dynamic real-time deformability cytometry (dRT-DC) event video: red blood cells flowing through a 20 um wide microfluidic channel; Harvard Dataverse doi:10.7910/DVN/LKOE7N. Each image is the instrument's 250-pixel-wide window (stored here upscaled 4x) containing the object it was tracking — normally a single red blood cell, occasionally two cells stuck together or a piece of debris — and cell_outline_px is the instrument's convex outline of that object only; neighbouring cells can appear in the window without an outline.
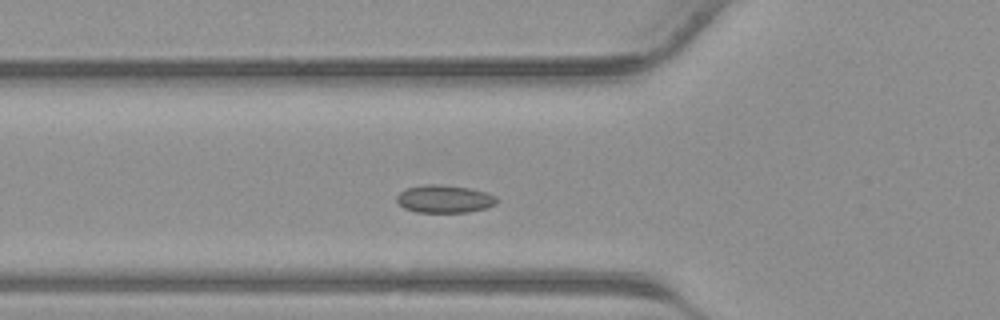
{"species": "common noctule bat (a hibernating species)", "species_latin": "Nyctalus noctula", "temperature_condition": "warm", "stored_images_in_passage": 32, "camera_frame_rate_fps": 3000, "um_per_image_px": 0.085, "animal": {"sex": "male", "body_mass_g": 23.1, "forearm_length_mm": 52.7}, "frame": {"image": 1, "passage_image": 9, "time_ms": 2.667, "image_size_px": [1000, 320], "cell_outline_px": [[496, 204], [484, 208], [468, 212], [416, 212], [404, 208], [396, 200], [396, 196], [400, 192], [408, 188], [424, 184], [440, 184], [468, 188], [484, 192], [496, 196]], "centroid_in_image_um": [37.74, 16.91], "position_along_channel_um": 88.1, "area_um2": 16.01}}
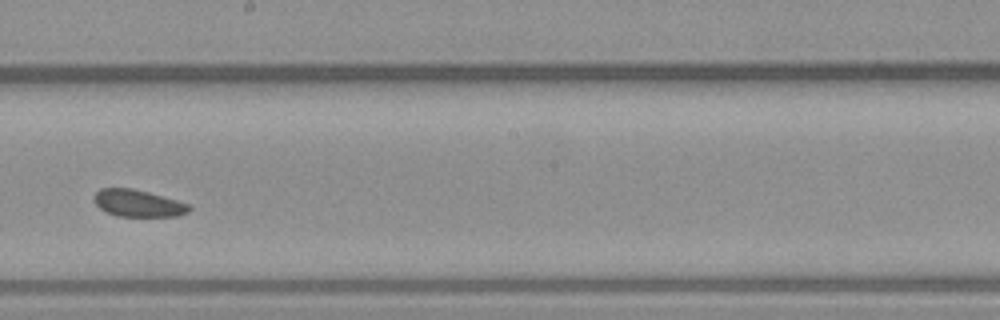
{"frame": {"image": 2, "passage_image": 18, "time_ms": 5.667, "image_size_px": [1000, 320], "cell_outline_px": [[192, 208], [188, 212], [176, 216], [116, 216], [100, 208], [96, 204], [96, 192], [100, 188], [132, 188], [148, 192], [176, 200], [188, 204]], "centroid_in_image_um": [11.75, 17.28], "position_along_channel_um": 236.4, "area_um2": 14.68}}
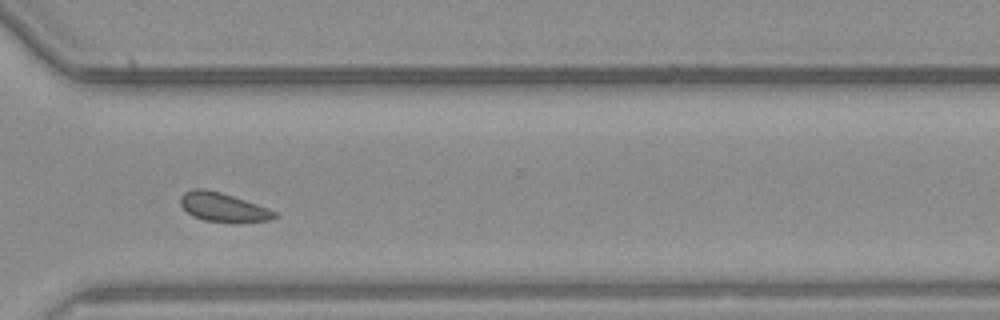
{"frame": {"image": 3, "passage_image": 25, "time_ms": 8.0, "image_size_px": [1000, 320], "cell_outline_px": [[280, 216], [268, 220], [204, 220], [192, 216], [180, 204], [180, 196], [184, 192], [196, 188], [204, 188], [220, 192], [268, 208], [276, 212]], "centroid_in_image_um": [18.91, 17.57], "position_along_channel_um": 351.7, "area_um2": 15.14}}